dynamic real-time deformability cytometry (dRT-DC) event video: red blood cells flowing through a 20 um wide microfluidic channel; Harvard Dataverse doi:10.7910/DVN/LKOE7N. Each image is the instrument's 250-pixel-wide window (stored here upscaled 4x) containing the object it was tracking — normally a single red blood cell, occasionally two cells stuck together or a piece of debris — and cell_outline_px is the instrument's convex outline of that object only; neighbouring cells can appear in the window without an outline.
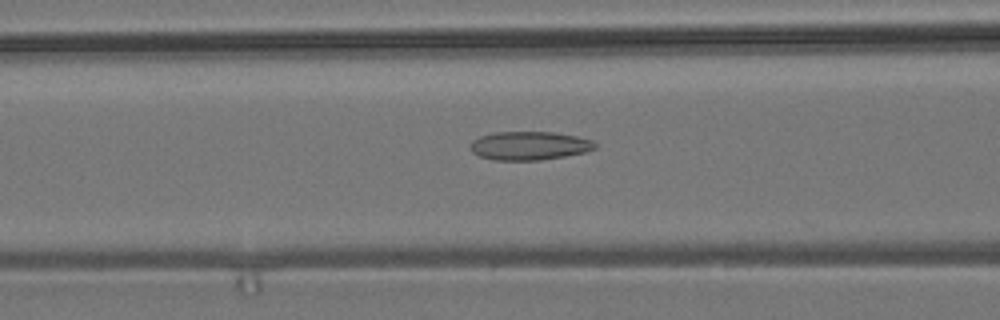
{"species": "common noctule bat (a hibernating species)", "species_latin": "Nyctalus noctula", "temperature_condition": "room temperature", "stored_images_in_passage": 46, "camera_frame_rate_fps": 3000, "um_per_image_px": 0.085, "animal": {"sex": "male", "body_mass_g": 19.2, "forearm_length_mm": 51.8}, "frame": {"image": 1, "passage_image": 15, "time_ms": 4.667, "image_size_px": [1000, 320], "cell_outline_px": [[596, 148], [584, 152], [564, 156], [540, 160], [492, 160], [480, 156], [472, 152], [472, 140], [480, 136], [496, 132], [552, 132], [576, 136], [592, 140], [596, 144]], "centroid_in_image_um": [44.99, 12.38], "position_along_channel_um": 121.6, "area_um2": 20.58}}
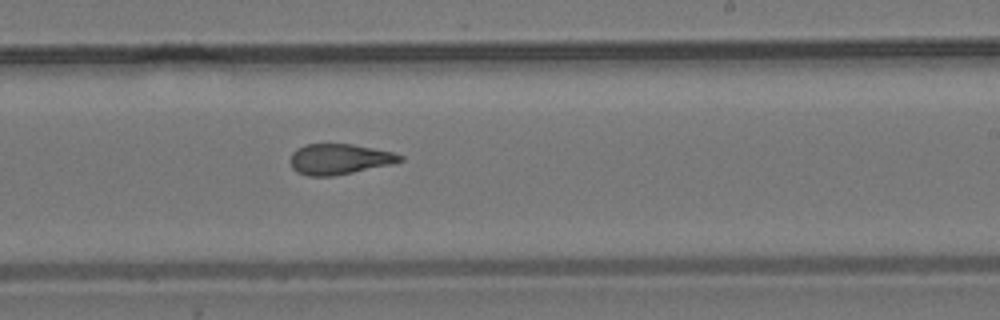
{"frame": {"image": 2, "passage_image": 26, "time_ms": 8.333, "image_size_px": [1000, 320], "cell_outline_px": [[404, 160], [392, 164], [332, 176], [308, 176], [296, 172], [292, 168], [288, 160], [292, 152], [296, 148], [304, 144], [352, 144], [392, 152], [404, 156]], "centroid_in_image_um": [28.79, 13.52], "position_along_channel_um": 260.2, "area_um2": 19.65}}
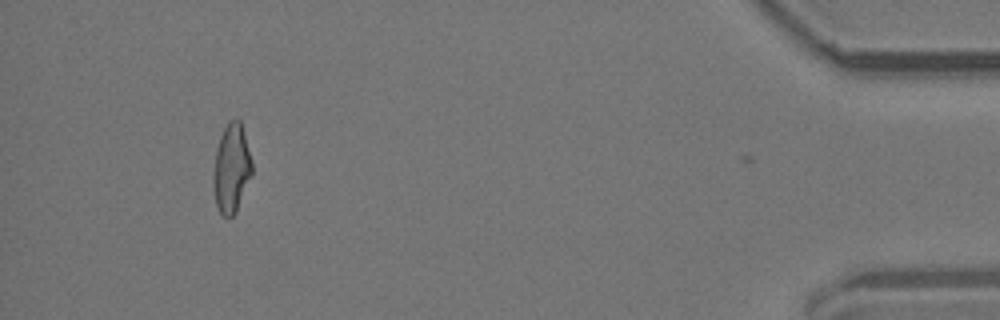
{"frame": {"image": 3, "passage_image": 44, "time_ms": 14.333, "image_size_px": [1000, 320], "cell_outline_px": [[252, 176], [236, 212], [228, 220], [220, 212], [216, 204], [212, 184], [212, 176], [216, 148], [220, 136], [228, 120], [236, 116], [240, 120], [252, 160]], "centroid_in_image_um": [19.67, 14.3], "position_along_channel_um": 415.5, "area_um2": 20.46}, "authors_computed_cell_mechanics": {"area_um2": 20.4612, "velocity_mm_per_s": 3.777, "shape_relaxation_time_tau1_ms": null, "shape_relaxation_time_tau2_ms": 2.0442, "deformation_change_tau1": null, "deformation_change_tau2": 0.1046}}